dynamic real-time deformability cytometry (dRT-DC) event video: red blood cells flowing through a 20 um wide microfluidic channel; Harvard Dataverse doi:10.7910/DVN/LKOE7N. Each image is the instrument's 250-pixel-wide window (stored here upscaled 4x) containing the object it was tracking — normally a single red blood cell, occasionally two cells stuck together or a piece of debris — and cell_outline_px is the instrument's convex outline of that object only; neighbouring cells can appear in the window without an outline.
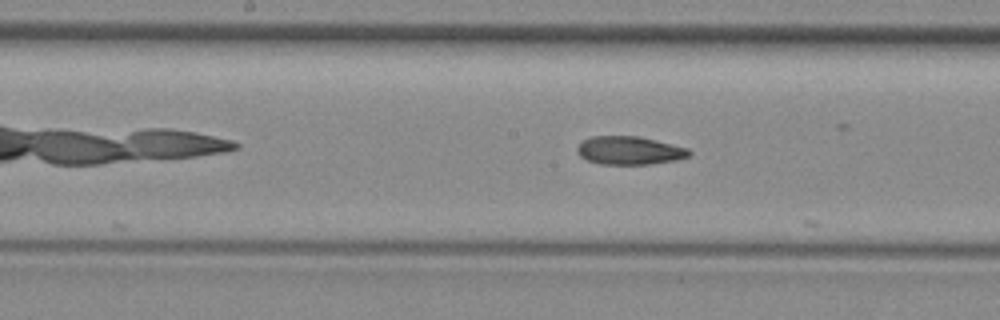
{"species": "common noctule bat (a hibernating species)", "species_latin": "Nyctalus noctula", "temperature_condition": "room temperature", "stored_images_in_passage": 7, "camera_frame_rate_fps": 3000, "um_per_image_px": 0.085, "animal": {"sex": "female", "body_mass_g": 29.2, "forearm_length_mm": 56.3}, "frame": {"image": 1, "passage_image": 7, "time_ms": 8.333, "image_size_px": [1000, 320], "cell_outline_px": [[692, 156], [676, 160], [652, 164], [600, 164], [588, 160], [580, 156], [576, 152], [576, 148], [584, 140], [592, 136], [636, 136], [656, 140], [688, 148], [692, 152]], "centroid_in_image_um": [53.53, 12.79], "position_along_channel_um": 194.7, "area_um2": 18.5}}